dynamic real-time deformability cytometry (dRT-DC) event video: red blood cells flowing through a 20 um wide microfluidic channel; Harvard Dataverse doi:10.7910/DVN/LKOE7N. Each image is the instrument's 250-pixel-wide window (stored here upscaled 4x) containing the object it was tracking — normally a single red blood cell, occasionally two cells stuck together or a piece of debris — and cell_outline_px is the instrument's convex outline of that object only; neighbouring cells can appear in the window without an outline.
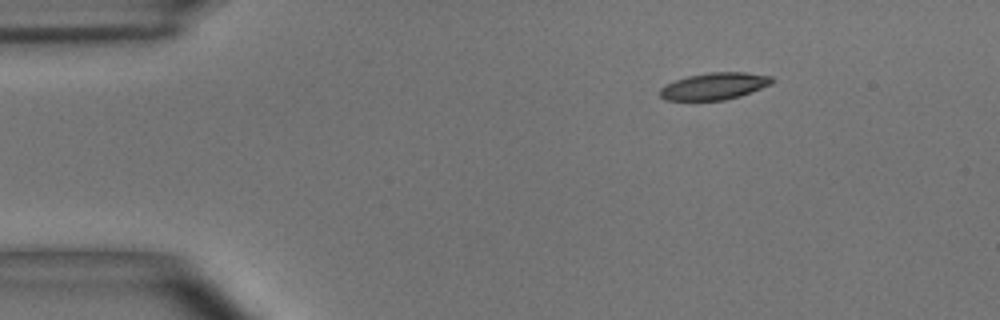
{"species": "common noctule bat (a hibernating species)", "species_latin": "Nyctalus noctula", "temperature_condition": "room temperature", "stored_images_in_passage": 47, "camera_frame_rate_fps": 3000, "um_per_image_px": 0.085, "animal": {"sex": "male", "body_mass_g": 15.6}, "frame": {"image": 1, "passage_image": 1, "time_ms": 0.0, "image_size_px": [1000, 320], "cell_outline_px": [[776, 80], [772, 84], [740, 96], [724, 100], [664, 100], [660, 96], [660, 88], [676, 80], [688, 76], [708, 72], [744, 72], [772, 76]], "centroid_in_image_um": [60.76, 7.32], "position_along_channel_um": 24.2, "area_um2": 17.57}}
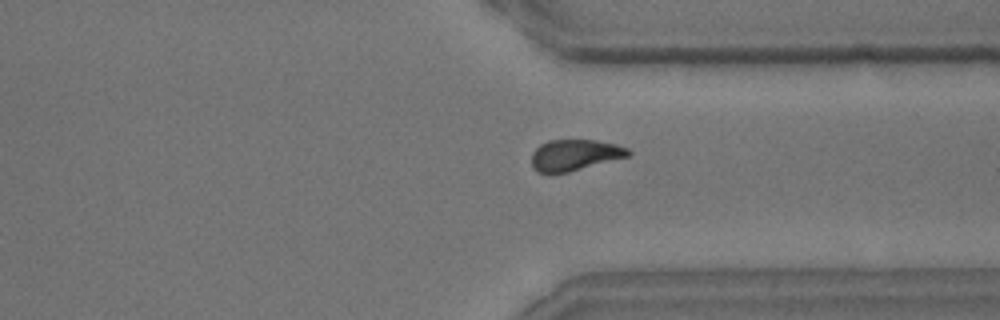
{"frame": {"image": 2, "passage_image": 34, "time_ms": 11.0, "image_size_px": [1000, 320], "cell_outline_px": [[632, 152], [628, 156], [568, 172], [552, 176], [548, 176], [536, 172], [532, 168], [532, 152], [540, 144], [548, 140], [596, 140], [616, 144], [628, 148]], "centroid_in_image_um": [48.78, 13.21], "position_along_channel_um": 362.6, "area_um2": 17.92}}
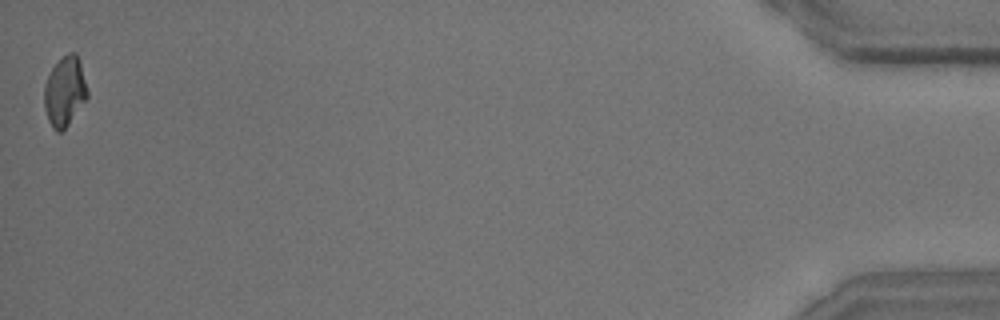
{"frame": {"image": 3, "passage_image": 47, "time_ms": 15.333, "image_size_px": [1000, 320], "cell_outline_px": [[88, 96], [68, 124], [60, 132], [56, 132], [52, 128], [48, 120], [44, 108], [44, 84], [52, 68], [68, 52], [76, 52], [80, 64], [88, 92]], "centroid_in_image_um": [5.48, 7.78], "position_along_channel_um": 429.7, "area_um2": 17.22}, "authors_computed_cell_mechanics": {"area_um2": 18.0914, "velocity_mm_per_s": 3.6709, "shape_relaxation_time_tau1_ms": 4.4524, "shape_relaxation_time_tau2_ms": 6.1042, "deformation_change_tau1": 0.1521, "deformation_change_tau2": 0.1111}}